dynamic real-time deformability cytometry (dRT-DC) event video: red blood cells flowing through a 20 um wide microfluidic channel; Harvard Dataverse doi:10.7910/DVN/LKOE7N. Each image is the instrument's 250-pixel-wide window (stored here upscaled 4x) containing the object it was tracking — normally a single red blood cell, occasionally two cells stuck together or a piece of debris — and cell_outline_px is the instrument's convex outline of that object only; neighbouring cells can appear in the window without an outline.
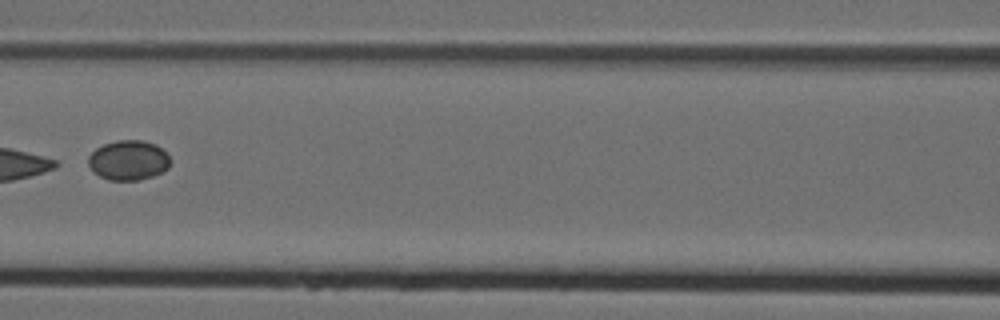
{"species": "Egyptian fruit bat (a non-hibernating species)", "species_latin": "Rousettus aegyptiacus", "temperature_condition": "cold", "stored_images_in_passage": 8, "camera_frame_rate_fps": 3000, "um_per_image_px": 0.085, "animal": {"sex": "female"}, "frame": {"image": 1, "passage_image": 7, "time_ms": 2.0, "image_size_px": [1000, 320], "cell_outline_px": [[172, 160], [168, 168], [152, 176], [140, 180], [108, 180], [92, 172], [88, 164], [88, 156], [96, 148], [104, 144], [116, 140], [140, 140], [156, 144]], "centroid_in_image_um": [10.89, 13.62], "position_along_channel_um": 155.7, "area_um2": 19.07}}
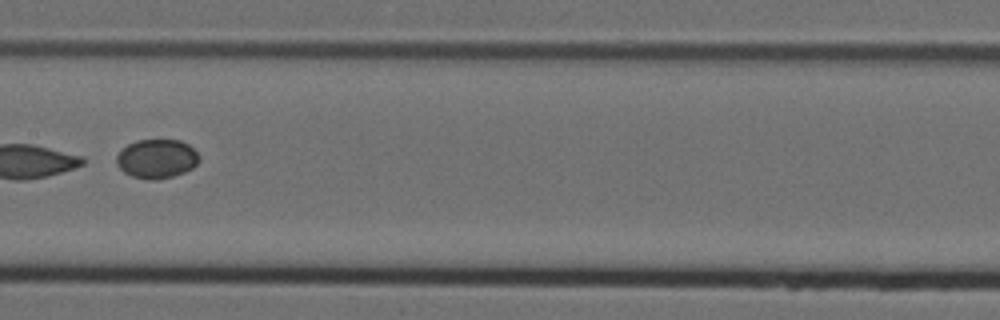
{"frame": {"image": 2, "passage_image": 8, "time_ms": 2.333, "image_size_px": [1000, 320], "cell_outline_px": [[200, 160], [192, 168], [184, 172], [172, 176], [156, 180], [148, 180], [132, 176], [124, 172], [116, 164], [116, 156], [128, 144], [136, 140], [180, 140], [188, 144], [200, 156]], "centroid_in_image_um": [13.32, 13.5], "position_along_channel_um": 194.1, "area_um2": 18.79}}